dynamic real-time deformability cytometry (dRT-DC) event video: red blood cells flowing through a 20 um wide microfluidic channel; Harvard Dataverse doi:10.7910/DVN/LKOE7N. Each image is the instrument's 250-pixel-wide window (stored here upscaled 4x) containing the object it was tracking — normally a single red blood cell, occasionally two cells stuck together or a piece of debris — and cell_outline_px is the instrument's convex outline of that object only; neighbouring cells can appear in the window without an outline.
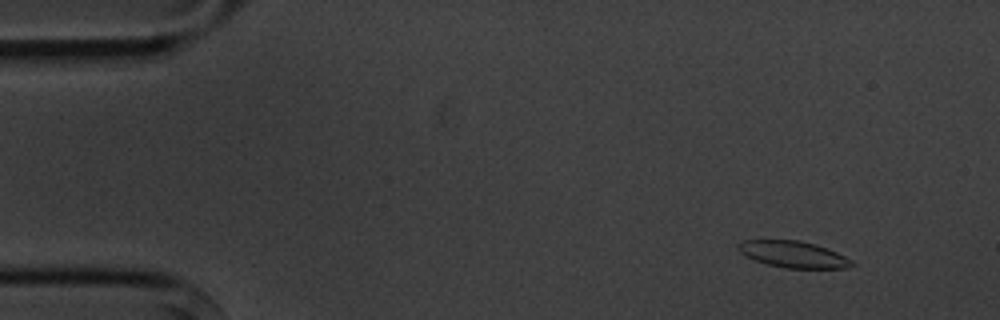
{"species": "common noctule bat (a hibernating species)", "species_latin": "Nyctalus noctula", "temperature_condition": "cold", "stored_images_in_passage": 5, "camera_frame_rate_fps": 3000, "um_per_image_px": 0.085, "animal": {"sex": "male", "body_mass_g": 20.1, "forearm_length_mm": 53.5}, "frame": {"image": 1, "passage_image": 2, "time_ms": 1.0, "image_size_px": [1000, 320], "cell_outline_px": [[856, 264], [848, 268], [784, 268], [752, 260], [740, 252], [736, 248], [736, 244], [744, 240], [800, 240], [816, 244], [836, 252], [852, 260]], "centroid_in_image_um": [67.4, 21.62], "position_along_channel_um": 17.6, "area_um2": 17.69}}
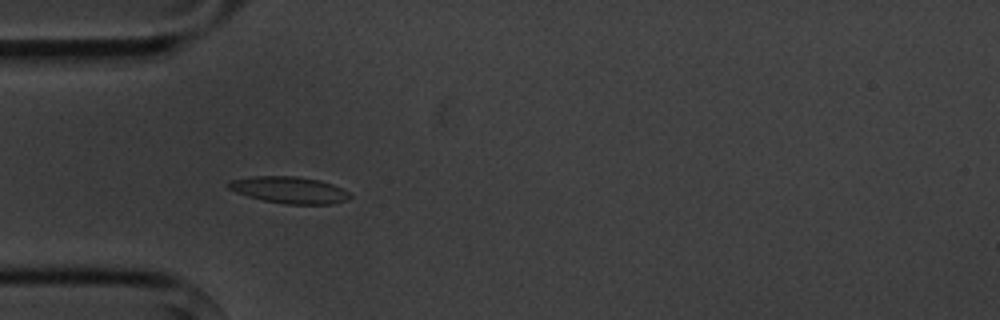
{"frame": {"image": 2, "passage_image": 5, "time_ms": 4.667, "image_size_px": [1000, 320], "cell_outline_px": [[352, 196], [348, 200], [332, 204], [284, 204], [264, 200], [248, 196], [236, 192], [228, 188], [228, 180], [252, 176], [296, 176], [320, 180], [332, 184], [348, 192]], "centroid_in_image_um": [24.59, 16.14], "position_along_channel_um": 60.4, "area_um2": 18.9}}